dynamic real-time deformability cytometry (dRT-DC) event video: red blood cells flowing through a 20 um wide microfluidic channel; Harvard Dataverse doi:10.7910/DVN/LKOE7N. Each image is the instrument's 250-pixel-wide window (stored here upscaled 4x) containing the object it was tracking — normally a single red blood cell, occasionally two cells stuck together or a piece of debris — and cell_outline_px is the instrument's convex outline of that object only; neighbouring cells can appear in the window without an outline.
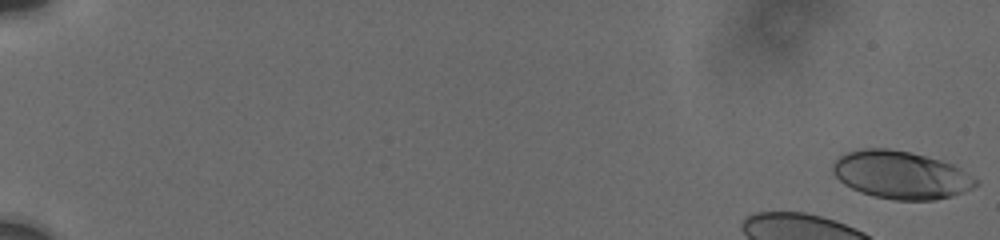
{"species": "human", "species_latin": "Homo sapiens", "temperature_condition": "cold", "stored_images_in_passage": 33, "camera_frame_rate_fps": 3000, "um_per_image_px": 0.085, "donor": {"sex": "male"}, "frame": {"image": 1, "passage_image": 1, "time_ms": 0.0, "image_size_px": [1000, 240], "cell_outline_px": [[980, 184], [964, 192], [952, 196], [936, 200], [892, 200], [872, 196], [860, 192], [844, 184], [832, 172], [832, 164], [840, 156], [848, 152], [860, 148], [888, 148], [908, 152], [940, 160], [952, 164], [960, 168], [980, 180]], "centroid_in_image_um": [76.6, 14.88], "position_along_channel_um": 8.4, "area_um2": 40.0}}